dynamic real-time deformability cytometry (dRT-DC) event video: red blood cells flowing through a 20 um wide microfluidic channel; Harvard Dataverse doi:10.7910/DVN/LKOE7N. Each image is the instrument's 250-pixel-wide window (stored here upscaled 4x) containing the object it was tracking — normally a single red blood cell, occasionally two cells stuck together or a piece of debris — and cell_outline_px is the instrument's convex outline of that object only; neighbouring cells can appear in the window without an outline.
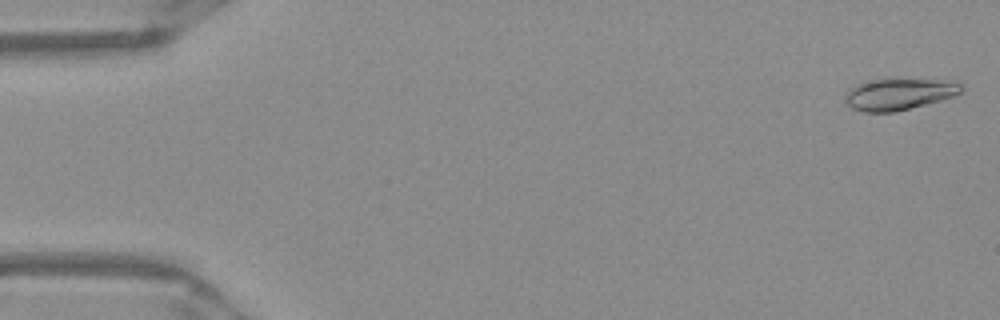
{"species": "Egyptian fruit bat (a non-hibernating species)", "species_latin": "Rousettus aegyptiacus", "temperature_condition": "warm", "stored_images_in_passage": 9, "camera_frame_rate_fps": 3000, "um_per_image_px": 0.085, "frame": {"image": 1, "passage_image": 1, "time_ms": 0.0, "image_size_px": [1000, 320], "cell_outline_px": [[964, 92], [956, 96], [896, 112], [864, 112], [852, 108], [844, 100], [844, 92], [848, 88], [856, 84], [872, 80], [936, 80], [964, 84]], "centroid_in_image_um": [76.4, 8.02], "position_along_channel_um": 8.6, "area_um2": 21.33}}